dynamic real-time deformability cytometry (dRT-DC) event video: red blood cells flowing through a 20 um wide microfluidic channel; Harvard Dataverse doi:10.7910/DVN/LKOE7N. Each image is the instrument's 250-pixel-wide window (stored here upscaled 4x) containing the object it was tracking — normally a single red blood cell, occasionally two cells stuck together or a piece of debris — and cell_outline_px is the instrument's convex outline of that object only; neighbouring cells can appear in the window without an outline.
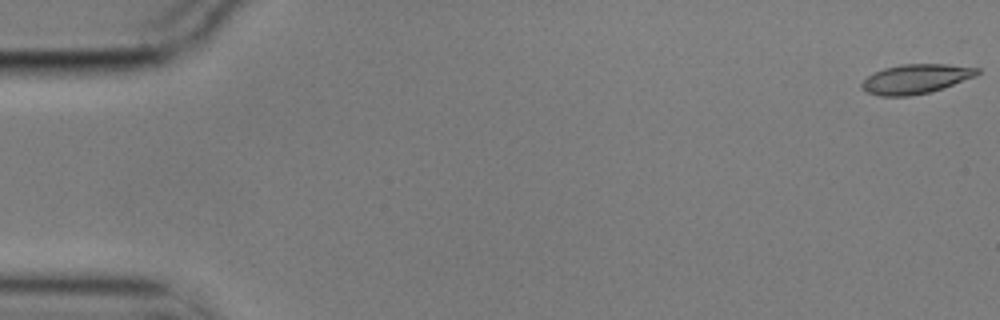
{"species": "common noctule bat (a hibernating species)", "species_latin": "Nyctalus noctula", "temperature_condition": "cold", "stored_images_in_passage": 57, "camera_frame_rate_fps": 3000, "um_per_image_px": 0.085, "animal": {"sex": "male", "body_mass_g": 17.9}, "frame": {"image": 1, "passage_image": 1, "time_ms": 0.0, "image_size_px": [1000, 320], "cell_outline_px": [[980, 72], [976, 76], [944, 88], [932, 92], [908, 96], [880, 96], [868, 92], [860, 88], [860, 84], [872, 72], [884, 68], [900, 64], [948, 64], [980, 68]], "centroid_in_image_um": [77.84, 6.7], "position_along_channel_um": 7.2, "area_um2": 20.06}}
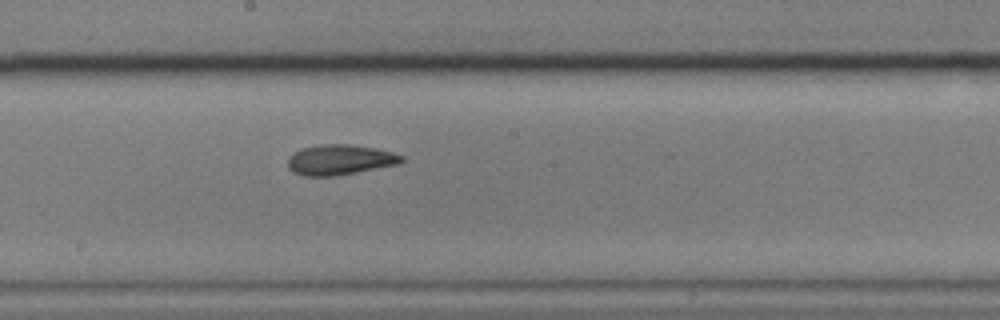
{"frame": {"image": 2, "passage_image": 31, "time_ms": 10.0, "image_size_px": [1000, 320], "cell_outline_px": [[404, 160], [400, 164], [332, 176], [304, 176], [292, 172], [288, 168], [288, 156], [292, 152], [300, 148], [320, 144], [348, 144], [376, 148], [392, 152], [404, 156]], "centroid_in_image_um": [28.85, 13.57], "position_along_channel_um": 219.3, "area_um2": 20.23}}
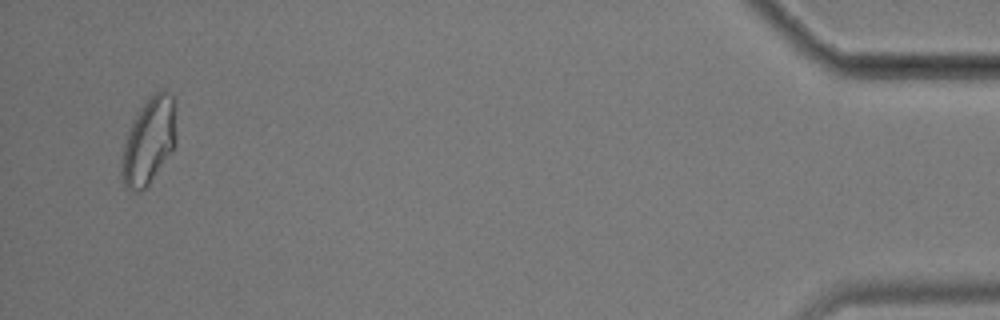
{"frame": {"image": 3, "passage_image": 55, "time_ms": 18.0, "image_size_px": [1000, 320], "cell_outline_px": [[176, 144], [172, 152], [148, 184], [140, 192], [136, 192], [124, 188], [120, 172], [120, 164], [124, 144], [132, 120], [148, 96], [152, 92], [160, 88], [164, 88], [172, 96], [176, 136]], "centroid_in_image_um": [12.63, 11.98], "position_along_channel_um": 422.6, "area_um2": 27.8}, "authors_computed_cell_mechanics": {"area_um2": 20.23, "velocity_mm_per_s": 3.5287, "shape_relaxation_time_tau1_ms": 6.8267, "shape_relaxation_time_tau2_ms": 3.4679, "deformation_change_tau1": 0.1528, "deformation_change_tau2": 0.0954}}